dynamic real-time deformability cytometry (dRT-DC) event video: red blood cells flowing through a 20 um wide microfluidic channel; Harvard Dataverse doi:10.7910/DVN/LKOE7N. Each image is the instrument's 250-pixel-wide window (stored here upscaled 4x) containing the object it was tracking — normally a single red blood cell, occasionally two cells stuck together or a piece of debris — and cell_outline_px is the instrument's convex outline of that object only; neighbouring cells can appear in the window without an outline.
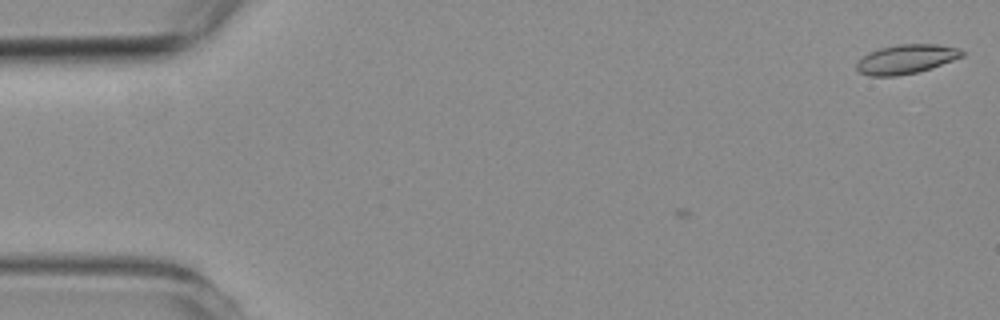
{"species": "common noctule bat (a hibernating species)", "species_latin": "Nyctalus noctula", "temperature_condition": "room temperature", "stored_images_in_passage": 6, "camera_frame_rate_fps": 3000, "um_per_image_px": 0.085, "animal": {"sex": "female", "body_mass_g": 19.3, "forearm_length_mm": 54.1}, "frame": {"image": 1, "passage_image": 6, "time_ms": 1.667, "image_size_px": [1000, 320], "cell_outline_px": [[964, 56], [932, 68], [916, 72], [896, 76], [868, 76], [860, 72], [856, 68], [856, 64], [868, 52], [880, 48], [900, 44], [936, 44], [956, 48], [964, 52]], "centroid_in_image_um": [77.02, 5.03], "position_along_channel_um": 8.0, "area_um2": 17.8}}